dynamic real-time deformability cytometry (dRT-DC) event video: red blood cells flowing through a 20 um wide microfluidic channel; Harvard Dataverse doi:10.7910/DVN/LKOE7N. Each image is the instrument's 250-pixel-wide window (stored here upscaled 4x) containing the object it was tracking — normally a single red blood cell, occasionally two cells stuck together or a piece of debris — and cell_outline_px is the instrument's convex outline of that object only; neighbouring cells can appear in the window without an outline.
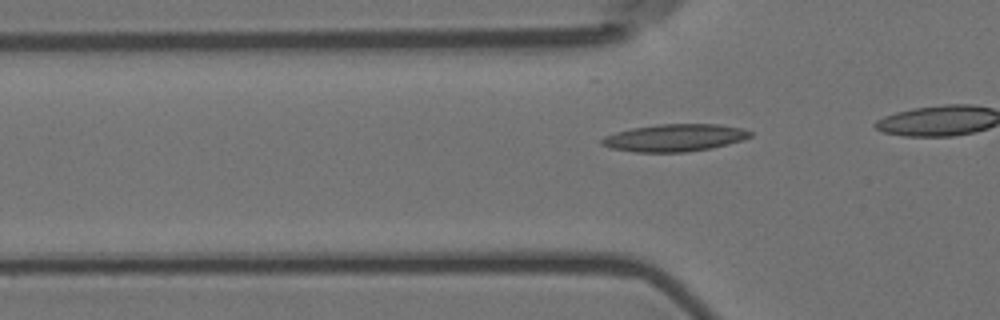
{"species": "Egyptian fruit bat (a non-hibernating species)", "species_latin": "Rousettus aegyptiacus", "temperature_condition": "room temperature", "stored_images_in_passage": 21, "camera_frame_rate_fps": 3000, "um_per_image_px": 0.085, "animal": {"sex": "female"}, "frame": {"image": 1, "passage_image": 15, "time_ms": 4.667, "image_size_px": [1000, 320], "cell_outline_px": [[752, 136], [744, 140], [712, 148], [684, 152], [636, 152], [608, 148], [600, 144], [600, 140], [604, 136], [616, 132], [632, 128], [660, 124], [716, 124], [744, 128], [752, 132]], "centroid_in_image_um": [57.35, 11.71], "position_along_channel_um": 68.5, "area_um2": 23.81}}
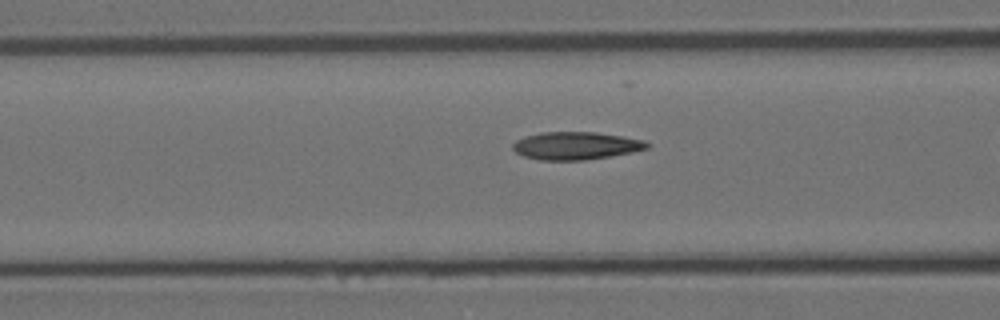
{"frame": {"image": 2, "passage_image": 19, "time_ms": 6.0, "image_size_px": [1000, 320], "cell_outline_px": [[652, 144], [648, 148], [632, 152], [612, 156], [584, 160], [540, 160], [524, 156], [516, 152], [512, 148], [512, 144], [516, 140], [524, 136], [540, 132], [596, 132], [644, 140]], "centroid_in_image_um": [48.95, 12.38], "position_along_channel_um": 117.7, "area_um2": 21.79}}